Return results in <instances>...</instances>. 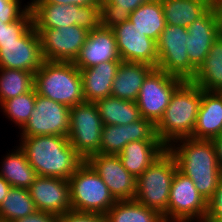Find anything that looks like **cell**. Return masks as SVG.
Segmentation results:
<instances>
[{
  "label": "cell",
  "mask_w": 222,
  "mask_h": 222,
  "mask_svg": "<svg viewBox=\"0 0 222 222\" xmlns=\"http://www.w3.org/2000/svg\"><path fill=\"white\" fill-rule=\"evenodd\" d=\"M101 0H40L36 4H61L100 7Z\"/></svg>",
  "instance_id": "ab89813d"
},
{
  "label": "cell",
  "mask_w": 222,
  "mask_h": 222,
  "mask_svg": "<svg viewBox=\"0 0 222 222\" xmlns=\"http://www.w3.org/2000/svg\"><path fill=\"white\" fill-rule=\"evenodd\" d=\"M36 31L44 60L52 62H73L89 35L88 30L77 25Z\"/></svg>",
  "instance_id": "4fadbf2b"
},
{
  "label": "cell",
  "mask_w": 222,
  "mask_h": 222,
  "mask_svg": "<svg viewBox=\"0 0 222 222\" xmlns=\"http://www.w3.org/2000/svg\"><path fill=\"white\" fill-rule=\"evenodd\" d=\"M70 108L36 93L34 110L29 120L20 129L21 136L69 134Z\"/></svg>",
  "instance_id": "7c38bea8"
},
{
  "label": "cell",
  "mask_w": 222,
  "mask_h": 222,
  "mask_svg": "<svg viewBox=\"0 0 222 222\" xmlns=\"http://www.w3.org/2000/svg\"><path fill=\"white\" fill-rule=\"evenodd\" d=\"M38 1H40V0H32L30 3L29 2H27L28 4H27V6L29 7V8H31L34 4H36Z\"/></svg>",
  "instance_id": "ee69618b"
},
{
  "label": "cell",
  "mask_w": 222,
  "mask_h": 222,
  "mask_svg": "<svg viewBox=\"0 0 222 222\" xmlns=\"http://www.w3.org/2000/svg\"><path fill=\"white\" fill-rule=\"evenodd\" d=\"M167 150L174 156L178 170L191 178L199 194L208 202L222 176L214 142L191 137L180 138L173 141Z\"/></svg>",
  "instance_id": "6da1fadb"
},
{
  "label": "cell",
  "mask_w": 222,
  "mask_h": 222,
  "mask_svg": "<svg viewBox=\"0 0 222 222\" xmlns=\"http://www.w3.org/2000/svg\"><path fill=\"white\" fill-rule=\"evenodd\" d=\"M202 99V89L184 81L173 93L163 117L155 125V133L168 147L173 141L191 137Z\"/></svg>",
  "instance_id": "3957f363"
},
{
  "label": "cell",
  "mask_w": 222,
  "mask_h": 222,
  "mask_svg": "<svg viewBox=\"0 0 222 222\" xmlns=\"http://www.w3.org/2000/svg\"><path fill=\"white\" fill-rule=\"evenodd\" d=\"M191 82L205 91L222 92V39L220 37L211 45L207 57L196 70Z\"/></svg>",
  "instance_id": "d4e9b609"
},
{
  "label": "cell",
  "mask_w": 222,
  "mask_h": 222,
  "mask_svg": "<svg viewBox=\"0 0 222 222\" xmlns=\"http://www.w3.org/2000/svg\"><path fill=\"white\" fill-rule=\"evenodd\" d=\"M30 9L35 29H57L77 25L90 32L100 26V7L34 4Z\"/></svg>",
  "instance_id": "ba28073f"
},
{
  "label": "cell",
  "mask_w": 222,
  "mask_h": 222,
  "mask_svg": "<svg viewBox=\"0 0 222 222\" xmlns=\"http://www.w3.org/2000/svg\"><path fill=\"white\" fill-rule=\"evenodd\" d=\"M129 21L149 38L158 41L166 20L161 0H150L130 13Z\"/></svg>",
  "instance_id": "83f0119b"
},
{
  "label": "cell",
  "mask_w": 222,
  "mask_h": 222,
  "mask_svg": "<svg viewBox=\"0 0 222 222\" xmlns=\"http://www.w3.org/2000/svg\"><path fill=\"white\" fill-rule=\"evenodd\" d=\"M58 222H107L106 215L99 213L69 211L58 216Z\"/></svg>",
  "instance_id": "74e56055"
},
{
  "label": "cell",
  "mask_w": 222,
  "mask_h": 222,
  "mask_svg": "<svg viewBox=\"0 0 222 222\" xmlns=\"http://www.w3.org/2000/svg\"><path fill=\"white\" fill-rule=\"evenodd\" d=\"M34 88V74L19 69L0 68V105L9 99L30 92Z\"/></svg>",
  "instance_id": "1f68e13d"
},
{
  "label": "cell",
  "mask_w": 222,
  "mask_h": 222,
  "mask_svg": "<svg viewBox=\"0 0 222 222\" xmlns=\"http://www.w3.org/2000/svg\"><path fill=\"white\" fill-rule=\"evenodd\" d=\"M120 63L121 61H107L87 69H79L85 101L96 102L110 96Z\"/></svg>",
  "instance_id": "603a6c76"
},
{
  "label": "cell",
  "mask_w": 222,
  "mask_h": 222,
  "mask_svg": "<svg viewBox=\"0 0 222 222\" xmlns=\"http://www.w3.org/2000/svg\"><path fill=\"white\" fill-rule=\"evenodd\" d=\"M20 149L38 176L68 180L85 161L68 137L57 135L20 136Z\"/></svg>",
  "instance_id": "7a4b0ae2"
},
{
  "label": "cell",
  "mask_w": 222,
  "mask_h": 222,
  "mask_svg": "<svg viewBox=\"0 0 222 222\" xmlns=\"http://www.w3.org/2000/svg\"><path fill=\"white\" fill-rule=\"evenodd\" d=\"M186 39L190 64L197 70L207 57L213 42L219 37L215 4L187 27Z\"/></svg>",
  "instance_id": "d6986e66"
},
{
  "label": "cell",
  "mask_w": 222,
  "mask_h": 222,
  "mask_svg": "<svg viewBox=\"0 0 222 222\" xmlns=\"http://www.w3.org/2000/svg\"><path fill=\"white\" fill-rule=\"evenodd\" d=\"M187 38H189L187 28L166 24L156 42L157 68L184 81H191L196 74V69L190 64Z\"/></svg>",
  "instance_id": "9c48e42d"
},
{
  "label": "cell",
  "mask_w": 222,
  "mask_h": 222,
  "mask_svg": "<svg viewBox=\"0 0 222 222\" xmlns=\"http://www.w3.org/2000/svg\"><path fill=\"white\" fill-rule=\"evenodd\" d=\"M105 215L107 222H165L158 211L135 199L118 200Z\"/></svg>",
  "instance_id": "f546056e"
},
{
  "label": "cell",
  "mask_w": 222,
  "mask_h": 222,
  "mask_svg": "<svg viewBox=\"0 0 222 222\" xmlns=\"http://www.w3.org/2000/svg\"><path fill=\"white\" fill-rule=\"evenodd\" d=\"M178 169L174 156L166 150L136 181L135 200L158 211L167 222L170 188Z\"/></svg>",
  "instance_id": "5b68a950"
},
{
  "label": "cell",
  "mask_w": 222,
  "mask_h": 222,
  "mask_svg": "<svg viewBox=\"0 0 222 222\" xmlns=\"http://www.w3.org/2000/svg\"><path fill=\"white\" fill-rule=\"evenodd\" d=\"M206 215L207 201L199 194L191 178L177 169L170 188L167 222H203Z\"/></svg>",
  "instance_id": "8fae6325"
},
{
  "label": "cell",
  "mask_w": 222,
  "mask_h": 222,
  "mask_svg": "<svg viewBox=\"0 0 222 222\" xmlns=\"http://www.w3.org/2000/svg\"><path fill=\"white\" fill-rule=\"evenodd\" d=\"M150 0H101L100 26L112 29L129 20L130 13Z\"/></svg>",
  "instance_id": "d6a6232c"
},
{
  "label": "cell",
  "mask_w": 222,
  "mask_h": 222,
  "mask_svg": "<svg viewBox=\"0 0 222 222\" xmlns=\"http://www.w3.org/2000/svg\"><path fill=\"white\" fill-rule=\"evenodd\" d=\"M138 140H160L150 120L142 117L126 125H103L98 153L118 155L128 143Z\"/></svg>",
  "instance_id": "ac0fdd59"
},
{
  "label": "cell",
  "mask_w": 222,
  "mask_h": 222,
  "mask_svg": "<svg viewBox=\"0 0 222 222\" xmlns=\"http://www.w3.org/2000/svg\"><path fill=\"white\" fill-rule=\"evenodd\" d=\"M34 25L17 42L0 44V68L37 72L44 62Z\"/></svg>",
  "instance_id": "9a60e30c"
},
{
  "label": "cell",
  "mask_w": 222,
  "mask_h": 222,
  "mask_svg": "<svg viewBox=\"0 0 222 222\" xmlns=\"http://www.w3.org/2000/svg\"><path fill=\"white\" fill-rule=\"evenodd\" d=\"M107 61L122 60L117 50L113 30L104 26H98L89 32L88 38L73 64L78 69H87Z\"/></svg>",
  "instance_id": "ffe728a7"
},
{
  "label": "cell",
  "mask_w": 222,
  "mask_h": 222,
  "mask_svg": "<svg viewBox=\"0 0 222 222\" xmlns=\"http://www.w3.org/2000/svg\"><path fill=\"white\" fill-rule=\"evenodd\" d=\"M36 211L34 202L26 188L11 187L0 205V222H13Z\"/></svg>",
  "instance_id": "4dcf8cb0"
},
{
  "label": "cell",
  "mask_w": 222,
  "mask_h": 222,
  "mask_svg": "<svg viewBox=\"0 0 222 222\" xmlns=\"http://www.w3.org/2000/svg\"><path fill=\"white\" fill-rule=\"evenodd\" d=\"M13 222H58V216L53 213L36 210L33 214Z\"/></svg>",
  "instance_id": "f35d334b"
},
{
  "label": "cell",
  "mask_w": 222,
  "mask_h": 222,
  "mask_svg": "<svg viewBox=\"0 0 222 222\" xmlns=\"http://www.w3.org/2000/svg\"><path fill=\"white\" fill-rule=\"evenodd\" d=\"M20 0H0V20L2 23H11L20 19L30 8L25 5L21 8Z\"/></svg>",
  "instance_id": "d590c367"
},
{
  "label": "cell",
  "mask_w": 222,
  "mask_h": 222,
  "mask_svg": "<svg viewBox=\"0 0 222 222\" xmlns=\"http://www.w3.org/2000/svg\"><path fill=\"white\" fill-rule=\"evenodd\" d=\"M18 147V148H17ZM16 150L7 153L3 158L0 176H2L11 187L28 189L38 176L34 168L28 162L24 152L19 146Z\"/></svg>",
  "instance_id": "484cf974"
},
{
  "label": "cell",
  "mask_w": 222,
  "mask_h": 222,
  "mask_svg": "<svg viewBox=\"0 0 222 222\" xmlns=\"http://www.w3.org/2000/svg\"><path fill=\"white\" fill-rule=\"evenodd\" d=\"M222 133V92L202 89L196 125L191 138L213 140Z\"/></svg>",
  "instance_id": "44dd1931"
},
{
  "label": "cell",
  "mask_w": 222,
  "mask_h": 222,
  "mask_svg": "<svg viewBox=\"0 0 222 222\" xmlns=\"http://www.w3.org/2000/svg\"><path fill=\"white\" fill-rule=\"evenodd\" d=\"M205 222H222V176L212 198L207 202Z\"/></svg>",
  "instance_id": "8d00e7d4"
},
{
  "label": "cell",
  "mask_w": 222,
  "mask_h": 222,
  "mask_svg": "<svg viewBox=\"0 0 222 222\" xmlns=\"http://www.w3.org/2000/svg\"><path fill=\"white\" fill-rule=\"evenodd\" d=\"M215 12L218 20V35L222 39V0H218L215 3Z\"/></svg>",
  "instance_id": "b9f144b4"
},
{
  "label": "cell",
  "mask_w": 222,
  "mask_h": 222,
  "mask_svg": "<svg viewBox=\"0 0 222 222\" xmlns=\"http://www.w3.org/2000/svg\"><path fill=\"white\" fill-rule=\"evenodd\" d=\"M36 93L69 108L84 102L80 70L73 62L44 61L34 73Z\"/></svg>",
  "instance_id": "277c9868"
},
{
  "label": "cell",
  "mask_w": 222,
  "mask_h": 222,
  "mask_svg": "<svg viewBox=\"0 0 222 222\" xmlns=\"http://www.w3.org/2000/svg\"><path fill=\"white\" fill-rule=\"evenodd\" d=\"M103 125H126L141 119L136 102L108 96L95 102Z\"/></svg>",
  "instance_id": "f1b7e54d"
},
{
  "label": "cell",
  "mask_w": 222,
  "mask_h": 222,
  "mask_svg": "<svg viewBox=\"0 0 222 222\" xmlns=\"http://www.w3.org/2000/svg\"><path fill=\"white\" fill-rule=\"evenodd\" d=\"M28 190L36 210L57 216L72 210L69 180L37 176Z\"/></svg>",
  "instance_id": "e0dca14e"
},
{
  "label": "cell",
  "mask_w": 222,
  "mask_h": 222,
  "mask_svg": "<svg viewBox=\"0 0 222 222\" xmlns=\"http://www.w3.org/2000/svg\"><path fill=\"white\" fill-rule=\"evenodd\" d=\"M103 122L95 102L84 101L70 108L68 139L86 160L100 151Z\"/></svg>",
  "instance_id": "52a82bcc"
},
{
  "label": "cell",
  "mask_w": 222,
  "mask_h": 222,
  "mask_svg": "<svg viewBox=\"0 0 222 222\" xmlns=\"http://www.w3.org/2000/svg\"><path fill=\"white\" fill-rule=\"evenodd\" d=\"M122 61L145 63L157 68L158 53L155 40L144 35L127 20L112 28Z\"/></svg>",
  "instance_id": "2e32d148"
},
{
  "label": "cell",
  "mask_w": 222,
  "mask_h": 222,
  "mask_svg": "<svg viewBox=\"0 0 222 222\" xmlns=\"http://www.w3.org/2000/svg\"><path fill=\"white\" fill-rule=\"evenodd\" d=\"M36 101V90L33 88L30 92L21 94L17 97L4 101L0 109L5 116L21 129L29 120L34 110Z\"/></svg>",
  "instance_id": "836d02e7"
},
{
  "label": "cell",
  "mask_w": 222,
  "mask_h": 222,
  "mask_svg": "<svg viewBox=\"0 0 222 222\" xmlns=\"http://www.w3.org/2000/svg\"><path fill=\"white\" fill-rule=\"evenodd\" d=\"M212 4H215L218 0H209Z\"/></svg>",
  "instance_id": "f6af8a7d"
},
{
  "label": "cell",
  "mask_w": 222,
  "mask_h": 222,
  "mask_svg": "<svg viewBox=\"0 0 222 222\" xmlns=\"http://www.w3.org/2000/svg\"><path fill=\"white\" fill-rule=\"evenodd\" d=\"M153 69L154 67L145 63L121 61L110 96L136 102L143 81Z\"/></svg>",
  "instance_id": "cb8c5ba5"
},
{
  "label": "cell",
  "mask_w": 222,
  "mask_h": 222,
  "mask_svg": "<svg viewBox=\"0 0 222 222\" xmlns=\"http://www.w3.org/2000/svg\"><path fill=\"white\" fill-rule=\"evenodd\" d=\"M183 82L181 78L154 68L143 81L136 100L141 117L156 125L163 117L174 91Z\"/></svg>",
  "instance_id": "30bf717a"
},
{
  "label": "cell",
  "mask_w": 222,
  "mask_h": 222,
  "mask_svg": "<svg viewBox=\"0 0 222 222\" xmlns=\"http://www.w3.org/2000/svg\"><path fill=\"white\" fill-rule=\"evenodd\" d=\"M85 161L102 178L117 201L135 199L137 178L125 169L118 155L96 153Z\"/></svg>",
  "instance_id": "5bb4252c"
},
{
  "label": "cell",
  "mask_w": 222,
  "mask_h": 222,
  "mask_svg": "<svg viewBox=\"0 0 222 222\" xmlns=\"http://www.w3.org/2000/svg\"><path fill=\"white\" fill-rule=\"evenodd\" d=\"M214 142L219 167L222 169V133L212 140Z\"/></svg>",
  "instance_id": "60d3db41"
},
{
  "label": "cell",
  "mask_w": 222,
  "mask_h": 222,
  "mask_svg": "<svg viewBox=\"0 0 222 222\" xmlns=\"http://www.w3.org/2000/svg\"><path fill=\"white\" fill-rule=\"evenodd\" d=\"M166 150L161 140H138L128 143L118 156L125 169L138 178Z\"/></svg>",
  "instance_id": "7402d4cb"
},
{
  "label": "cell",
  "mask_w": 222,
  "mask_h": 222,
  "mask_svg": "<svg viewBox=\"0 0 222 222\" xmlns=\"http://www.w3.org/2000/svg\"><path fill=\"white\" fill-rule=\"evenodd\" d=\"M167 25L187 28L211 5L209 0H161Z\"/></svg>",
  "instance_id": "4316f807"
},
{
  "label": "cell",
  "mask_w": 222,
  "mask_h": 222,
  "mask_svg": "<svg viewBox=\"0 0 222 222\" xmlns=\"http://www.w3.org/2000/svg\"><path fill=\"white\" fill-rule=\"evenodd\" d=\"M11 185L2 177L0 176V205L2 204L5 196L8 194Z\"/></svg>",
  "instance_id": "7bdbcfd3"
},
{
  "label": "cell",
  "mask_w": 222,
  "mask_h": 222,
  "mask_svg": "<svg viewBox=\"0 0 222 222\" xmlns=\"http://www.w3.org/2000/svg\"><path fill=\"white\" fill-rule=\"evenodd\" d=\"M33 26V15L29 9L20 19L11 23L0 20V44L17 42Z\"/></svg>",
  "instance_id": "e575fe53"
},
{
  "label": "cell",
  "mask_w": 222,
  "mask_h": 222,
  "mask_svg": "<svg viewBox=\"0 0 222 222\" xmlns=\"http://www.w3.org/2000/svg\"><path fill=\"white\" fill-rule=\"evenodd\" d=\"M68 180L73 211L105 215L117 202L102 178L86 161Z\"/></svg>",
  "instance_id": "8992f818"
}]
</instances>
